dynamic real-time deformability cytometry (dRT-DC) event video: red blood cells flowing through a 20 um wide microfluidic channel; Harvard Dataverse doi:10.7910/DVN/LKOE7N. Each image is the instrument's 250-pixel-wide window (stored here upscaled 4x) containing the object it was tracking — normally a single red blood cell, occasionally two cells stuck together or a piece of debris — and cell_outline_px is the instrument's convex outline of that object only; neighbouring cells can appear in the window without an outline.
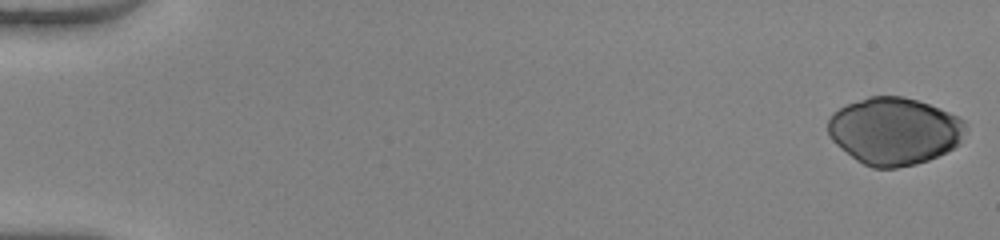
{"species": "human", "species_latin": "Homo sapiens", "temperature_condition": "warm", "stored_images_in_passage": 51, "camera_frame_rate_fps": 3000, "um_per_image_px": 0.085, "donor": {"sex": "female"}, "frame": {"image": 1, "passage_image": 1, "time_ms": 0.0, "image_size_px": [1000, 240], "cell_outline_px": [[964, 124], [960, 140], [952, 148], [928, 160], [916, 164], [896, 168], [872, 168], [856, 160], [836, 144], [832, 140], [828, 132], [828, 120], [840, 108], [848, 104], [868, 96], [904, 96], [940, 108], [964, 120]], "centroid_in_image_um": [75.98, 11.14], "position_along_channel_um": 9.0, "area_um2": 53.23}}
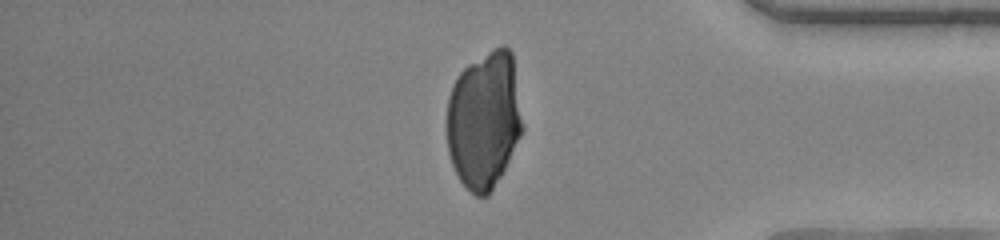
{"frame": {"image": 2, "passage_image": 44, "time_ms": 14.333, "image_size_px": [1000, 240], "cell_outline_px": [[524, 128], [500, 176], [488, 196], [476, 196], [460, 180], [452, 164], [448, 152], [448, 96], [452, 84], [460, 72], [468, 64], [488, 52], [504, 44], [512, 52], [524, 124]], "centroid_in_image_um": [41.17, 10.17], "position_along_channel_um": 394.0, "area_um2": 60.34}}
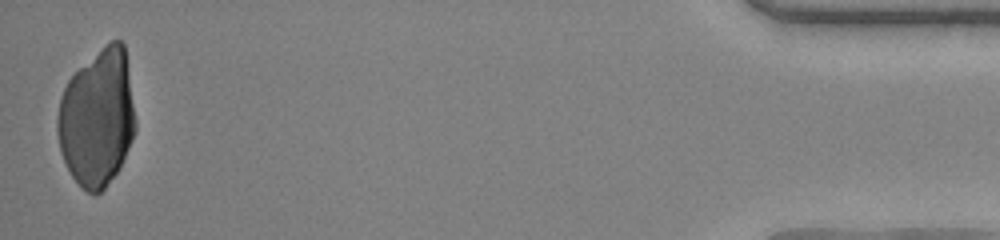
{"frame": {"image": 3, "passage_image": 51, "time_ms": 16.667, "image_size_px": [1000, 240], "cell_outline_px": [[136, 128], [120, 168], [104, 188], [96, 196], [80, 188], [72, 176], [60, 152], [56, 132], [56, 120], [60, 100], [64, 88], [68, 80], [104, 44], [112, 40], [120, 40], [124, 44], [136, 120]], "centroid_in_image_um": [8.25, 10.05], "position_along_channel_um": 427.0, "area_um2": 62.31}}